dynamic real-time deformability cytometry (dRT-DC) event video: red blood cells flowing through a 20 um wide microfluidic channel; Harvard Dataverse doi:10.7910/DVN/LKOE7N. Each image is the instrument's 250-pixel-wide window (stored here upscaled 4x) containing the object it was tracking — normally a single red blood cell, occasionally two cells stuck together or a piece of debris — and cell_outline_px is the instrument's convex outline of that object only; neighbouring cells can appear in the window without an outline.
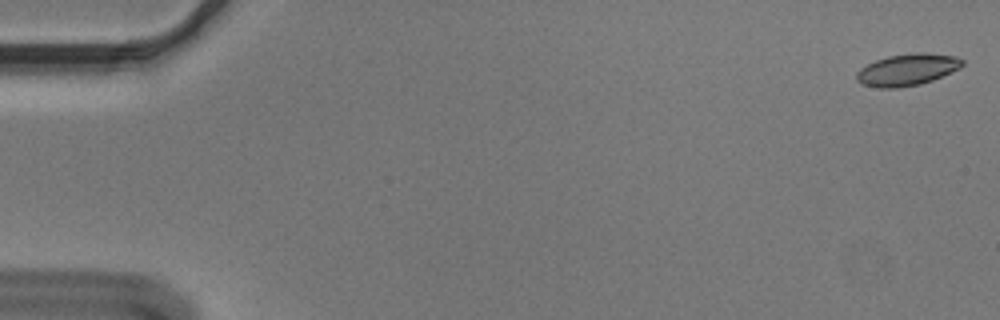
{"species": "Egyptian fruit bat (a non-hibernating species)", "species_latin": "Rousettus aegyptiacus", "temperature_condition": "cold", "stored_images_in_passage": 56, "segment_of_instrument_passage": [1, 2], "camera_frame_rate_fps": 3000, "um_per_image_px": 0.085, "animal": {"sex": "male"}, "frame": {"image": 1, "passage_image": 1, "time_ms": 0.0, "image_size_px": [1000, 320], "cell_outline_px": [[964, 64], [960, 68], [932, 80], [920, 84], [900, 88], [880, 88], [860, 84], [856, 80], [856, 72], [860, 68], [876, 60], [888, 56], [916, 52], [924, 52], [956, 56], [964, 60]], "centroid_in_image_um": [77.11, 5.92], "position_along_channel_um": 7.9, "area_um2": 19.71}}
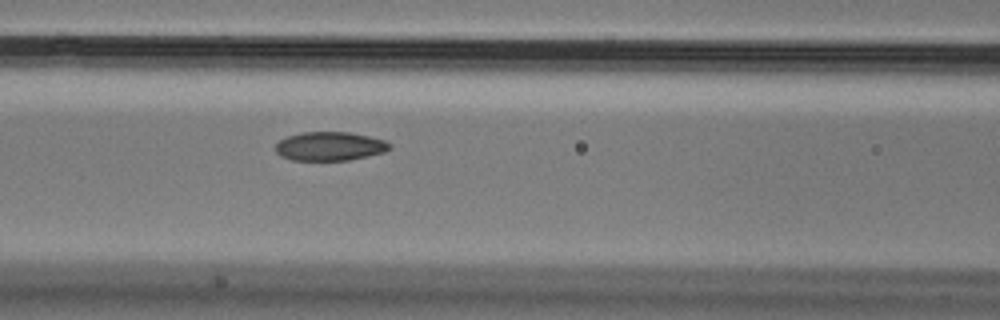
{"frame": {"image": 2, "passage_image": 24, "time_ms": 7.667, "image_size_px": [1000, 320], "cell_outline_px": [[392, 148], [384, 152], [368, 156], [348, 160], [292, 160], [280, 156], [276, 152], [276, 144], [280, 140], [288, 136], [304, 132], [348, 132], [368, 136], [384, 140], [392, 144]], "centroid_in_image_um": [28.05, 12.43], "position_along_channel_um": 138.5, "area_um2": 19.13}}
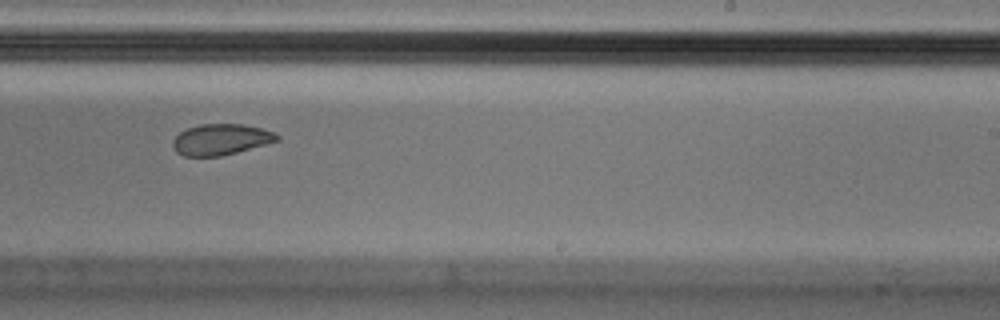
{"frame": {"image": 3, "passage_image": 35, "time_ms": 11.333, "image_size_px": [1000, 320], "cell_outline_px": [[280, 140], [236, 152], [220, 156], [184, 156], [176, 152], [172, 144], [172, 140], [180, 132], [188, 128], [200, 124], [244, 124], [276, 132], [280, 136]], "centroid_in_image_um": [18.78, 11.85], "position_along_channel_um": 270.2, "area_um2": 18.79}}